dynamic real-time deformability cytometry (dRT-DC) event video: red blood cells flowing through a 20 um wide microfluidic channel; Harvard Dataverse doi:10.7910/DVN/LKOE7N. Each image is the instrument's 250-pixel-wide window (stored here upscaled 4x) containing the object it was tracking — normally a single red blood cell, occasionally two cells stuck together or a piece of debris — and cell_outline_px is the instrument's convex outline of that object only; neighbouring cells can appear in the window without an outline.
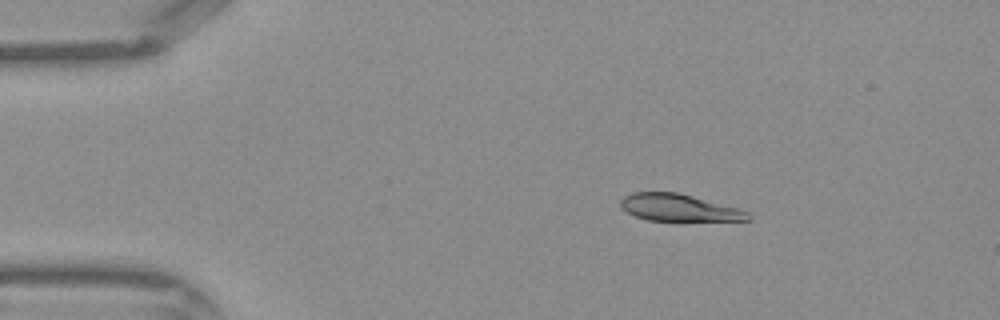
{"species": "Egyptian fruit bat (a non-hibernating species)", "species_latin": "Rousettus aegyptiacus", "temperature_condition": "warm", "stored_images_in_passage": 39, "camera_frame_rate_fps": 3000, "um_per_image_px": 0.085, "frame": {"image": 1, "passage_image": 3, "time_ms": 0.667, "image_size_px": [1000, 320], "cell_outline_px": [[752, 220], [648, 220], [636, 216], [620, 208], [620, 200], [624, 196], [632, 192], [676, 192], [740, 208], [748, 212], [752, 216]], "centroid_in_image_um": [57.71, 17.64], "position_along_channel_um": 27.3, "area_um2": 19.94}}
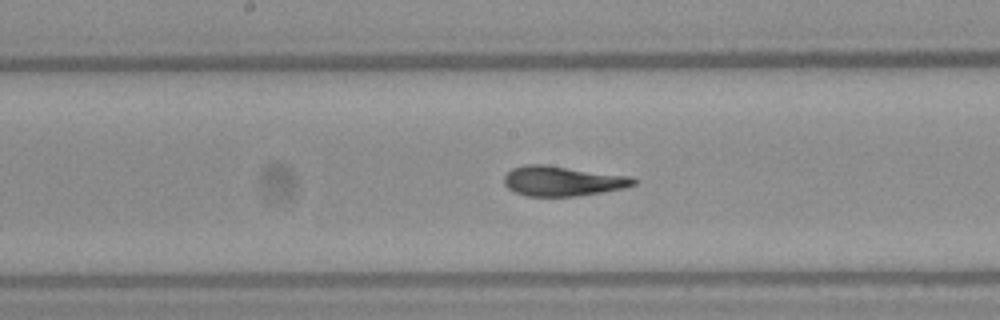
{"frame": {"image": 2, "passage_image": 18, "time_ms": 5.667, "image_size_px": [1000, 320], "cell_outline_px": [[636, 184], [624, 188], [576, 196], [524, 196], [508, 188], [504, 184], [504, 176], [512, 168], [528, 164], [544, 164], [632, 176], [636, 180]], "centroid_in_image_um": [47.81, 15.38], "position_along_channel_um": 200.4, "area_um2": 22.6}}
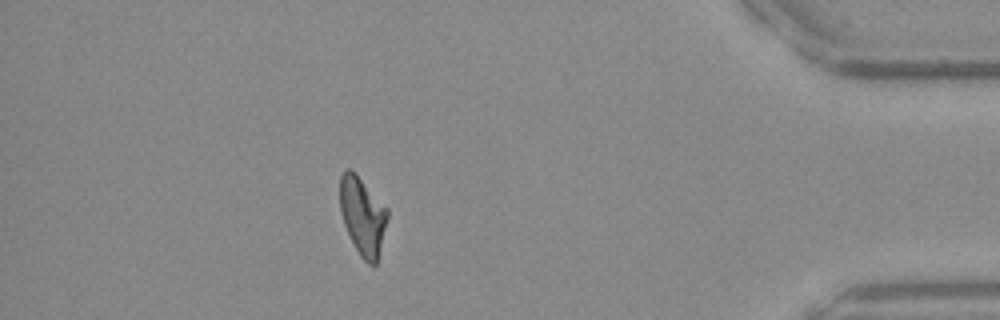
{"frame": {"image": 3, "passage_image": 34, "time_ms": 11.0, "image_size_px": [1000, 320], "cell_outline_px": [[388, 216], [376, 264], [368, 264], [360, 256], [344, 224], [340, 212], [340, 176], [348, 168], [356, 172], [388, 208]], "centroid_in_image_um": [30.82, 18.31], "position_along_channel_um": 404.4, "area_um2": 21.44}}